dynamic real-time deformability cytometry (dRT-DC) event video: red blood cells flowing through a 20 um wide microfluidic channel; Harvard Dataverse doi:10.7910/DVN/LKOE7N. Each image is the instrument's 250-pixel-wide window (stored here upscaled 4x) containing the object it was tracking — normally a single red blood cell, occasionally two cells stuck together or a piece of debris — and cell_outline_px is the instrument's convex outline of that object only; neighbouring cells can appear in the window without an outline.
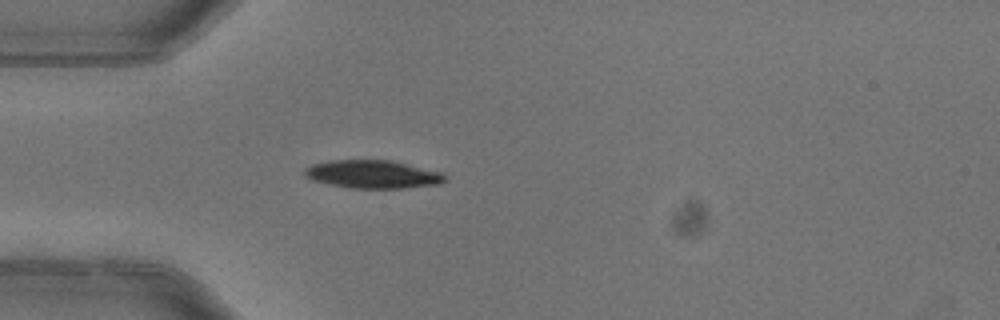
{"species": "common noctule bat (a hibernating species)", "species_latin": "Nyctalus noctula", "temperature_condition": "warm", "stored_images_in_passage": 2, "camera_frame_rate_fps": 3000, "um_per_image_px": 0.085, "animal": {"sex": "female"}, "frame": {"image": 1, "passage_image": 2, "time_ms": 0.333, "image_size_px": [1000, 320], "cell_outline_px": [[444, 180], [440, 184], [404, 188], [348, 188], [312, 180], [304, 176], [304, 168], [312, 164], [328, 160], [388, 160], [444, 172]], "centroid_in_image_um": [31.65, 14.81], "position_along_channel_um": 53.4, "area_um2": 23.0}}